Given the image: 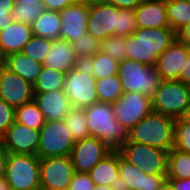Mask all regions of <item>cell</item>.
<instances>
[{"label": "cell", "mask_w": 190, "mask_h": 190, "mask_svg": "<svg viewBox=\"0 0 190 190\" xmlns=\"http://www.w3.org/2000/svg\"><path fill=\"white\" fill-rule=\"evenodd\" d=\"M177 39L172 28H138L127 37V59L155 66L158 57Z\"/></svg>", "instance_id": "cell-1"}, {"label": "cell", "mask_w": 190, "mask_h": 190, "mask_svg": "<svg viewBox=\"0 0 190 190\" xmlns=\"http://www.w3.org/2000/svg\"><path fill=\"white\" fill-rule=\"evenodd\" d=\"M91 137L102 141L112 151L128 142L129 132L115 119L112 104L97 102L84 108Z\"/></svg>", "instance_id": "cell-2"}, {"label": "cell", "mask_w": 190, "mask_h": 190, "mask_svg": "<svg viewBox=\"0 0 190 190\" xmlns=\"http://www.w3.org/2000/svg\"><path fill=\"white\" fill-rule=\"evenodd\" d=\"M174 135L175 119L152 111L129 130L128 141L169 152L174 147Z\"/></svg>", "instance_id": "cell-3"}, {"label": "cell", "mask_w": 190, "mask_h": 190, "mask_svg": "<svg viewBox=\"0 0 190 190\" xmlns=\"http://www.w3.org/2000/svg\"><path fill=\"white\" fill-rule=\"evenodd\" d=\"M118 77L124 93L137 92L150 99L158 90L162 79L154 66L125 59L119 62Z\"/></svg>", "instance_id": "cell-4"}, {"label": "cell", "mask_w": 190, "mask_h": 190, "mask_svg": "<svg viewBox=\"0 0 190 190\" xmlns=\"http://www.w3.org/2000/svg\"><path fill=\"white\" fill-rule=\"evenodd\" d=\"M151 102L153 112L173 119L185 118L190 110V86L178 80H162Z\"/></svg>", "instance_id": "cell-5"}, {"label": "cell", "mask_w": 190, "mask_h": 190, "mask_svg": "<svg viewBox=\"0 0 190 190\" xmlns=\"http://www.w3.org/2000/svg\"><path fill=\"white\" fill-rule=\"evenodd\" d=\"M5 180L13 190H41L40 158L37 155L9 153Z\"/></svg>", "instance_id": "cell-6"}, {"label": "cell", "mask_w": 190, "mask_h": 190, "mask_svg": "<svg viewBox=\"0 0 190 190\" xmlns=\"http://www.w3.org/2000/svg\"><path fill=\"white\" fill-rule=\"evenodd\" d=\"M96 81L84 62L66 73L63 90L72 108L84 109L99 102Z\"/></svg>", "instance_id": "cell-7"}, {"label": "cell", "mask_w": 190, "mask_h": 190, "mask_svg": "<svg viewBox=\"0 0 190 190\" xmlns=\"http://www.w3.org/2000/svg\"><path fill=\"white\" fill-rule=\"evenodd\" d=\"M118 151L125 160L146 174L167 175V151L132 141H128Z\"/></svg>", "instance_id": "cell-8"}, {"label": "cell", "mask_w": 190, "mask_h": 190, "mask_svg": "<svg viewBox=\"0 0 190 190\" xmlns=\"http://www.w3.org/2000/svg\"><path fill=\"white\" fill-rule=\"evenodd\" d=\"M39 131L40 142L37 149L39 158L71 155L76 141L63 120L45 121Z\"/></svg>", "instance_id": "cell-9"}, {"label": "cell", "mask_w": 190, "mask_h": 190, "mask_svg": "<svg viewBox=\"0 0 190 190\" xmlns=\"http://www.w3.org/2000/svg\"><path fill=\"white\" fill-rule=\"evenodd\" d=\"M74 173L70 156L40 158L41 190H69Z\"/></svg>", "instance_id": "cell-10"}, {"label": "cell", "mask_w": 190, "mask_h": 190, "mask_svg": "<svg viewBox=\"0 0 190 190\" xmlns=\"http://www.w3.org/2000/svg\"><path fill=\"white\" fill-rule=\"evenodd\" d=\"M115 119L129 132L152 110L151 99L137 92L124 93L112 104Z\"/></svg>", "instance_id": "cell-11"}, {"label": "cell", "mask_w": 190, "mask_h": 190, "mask_svg": "<svg viewBox=\"0 0 190 190\" xmlns=\"http://www.w3.org/2000/svg\"><path fill=\"white\" fill-rule=\"evenodd\" d=\"M117 15L118 8L104 0L90 5L87 32L100 40L117 36Z\"/></svg>", "instance_id": "cell-12"}, {"label": "cell", "mask_w": 190, "mask_h": 190, "mask_svg": "<svg viewBox=\"0 0 190 190\" xmlns=\"http://www.w3.org/2000/svg\"><path fill=\"white\" fill-rule=\"evenodd\" d=\"M40 131L14 122L0 138L8 153L37 155Z\"/></svg>", "instance_id": "cell-13"}, {"label": "cell", "mask_w": 190, "mask_h": 190, "mask_svg": "<svg viewBox=\"0 0 190 190\" xmlns=\"http://www.w3.org/2000/svg\"><path fill=\"white\" fill-rule=\"evenodd\" d=\"M111 151L95 137L76 141L70 155L75 172L88 173Z\"/></svg>", "instance_id": "cell-14"}, {"label": "cell", "mask_w": 190, "mask_h": 190, "mask_svg": "<svg viewBox=\"0 0 190 190\" xmlns=\"http://www.w3.org/2000/svg\"><path fill=\"white\" fill-rule=\"evenodd\" d=\"M167 175L146 174L125 160L119 152V188L124 190H158Z\"/></svg>", "instance_id": "cell-15"}, {"label": "cell", "mask_w": 190, "mask_h": 190, "mask_svg": "<svg viewBox=\"0 0 190 190\" xmlns=\"http://www.w3.org/2000/svg\"><path fill=\"white\" fill-rule=\"evenodd\" d=\"M0 99L16 109L34 100L33 85L4 67L0 71Z\"/></svg>", "instance_id": "cell-16"}, {"label": "cell", "mask_w": 190, "mask_h": 190, "mask_svg": "<svg viewBox=\"0 0 190 190\" xmlns=\"http://www.w3.org/2000/svg\"><path fill=\"white\" fill-rule=\"evenodd\" d=\"M59 13L61 19L60 39L72 43L87 33L88 5L73 3Z\"/></svg>", "instance_id": "cell-17"}, {"label": "cell", "mask_w": 190, "mask_h": 190, "mask_svg": "<svg viewBox=\"0 0 190 190\" xmlns=\"http://www.w3.org/2000/svg\"><path fill=\"white\" fill-rule=\"evenodd\" d=\"M190 47L176 39L156 60L155 69L162 80H177Z\"/></svg>", "instance_id": "cell-18"}, {"label": "cell", "mask_w": 190, "mask_h": 190, "mask_svg": "<svg viewBox=\"0 0 190 190\" xmlns=\"http://www.w3.org/2000/svg\"><path fill=\"white\" fill-rule=\"evenodd\" d=\"M34 101L43 113L45 121H60L72 109L69 97L64 90L34 93Z\"/></svg>", "instance_id": "cell-19"}, {"label": "cell", "mask_w": 190, "mask_h": 190, "mask_svg": "<svg viewBox=\"0 0 190 190\" xmlns=\"http://www.w3.org/2000/svg\"><path fill=\"white\" fill-rule=\"evenodd\" d=\"M134 11L138 28H170L166 0H142Z\"/></svg>", "instance_id": "cell-20"}, {"label": "cell", "mask_w": 190, "mask_h": 190, "mask_svg": "<svg viewBox=\"0 0 190 190\" xmlns=\"http://www.w3.org/2000/svg\"><path fill=\"white\" fill-rule=\"evenodd\" d=\"M32 36L31 26L12 21L6 29L0 31V50L5 57L21 52Z\"/></svg>", "instance_id": "cell-21"}, {"label": "cell", "mask_w": 190, "mask_h": 190, "mask_svg": "<svg viewBox=\"0 0 190 190\" xmlns=\"http://www.w3.org/2000/svg\"><path fill=\"white\" fill-rule=\"evenodd\" d=\"M72 44L66 40H52V49L43 62V66L58 70L61 72H69L79 64Z\"/></svg>", "instance_id": "cell-22"}, {"label": "cell", "mask_w": 190, "mask_h": 190, "mask_svg": "<svg viewBox=\"0 0 190 190\" xmlns=\"http://www.w3.org/2000/svg\"><path fill=\"white\" fill-rule=\"evenodd\" d=\"M88 174L95 186L119 187V151H111Z\"/></svg>", "instance_id": "cell-23"}, {"label": "cell", "mask_w": 190, "mask_h": 190, "mask_svg": "<svg viewBox=\"0 0 190 190\" xmlns=\"http://www.w3.org/2000/svg\"><path fill=\"white\" fill-rule=\"evenodd\" d=\"M5 67L34 85L43 68L42 63L34 61L22 52L6 56Z\"/></svg>", "instance_id": "cell-24"}, {"label": "cell", "mask_w": 190, "mask_h": 190, "mask_svg": "<svg viewBox=\"0 0 190 190\" xmlns=\"http://www.w3.org/2000/svg\"><path fill=\"white\" fill-rule=\"evenodd\" d=\"M34 36L50 40L60 39L61 19L57 11L46 10L31 24Z\"/></svg>", "instance_id": "cell-25"}, {"label": "cell", "mask_w": 190, "mask_h": 190, "mask_svg": "<svg viewBox=\"0 0 190 190\" xmlns=\"http://www.w3.org/2000/svg\"><path fill=\"white\" fill-rule=\"evenodd\" d=\"M84 63L96 80L118 74L119 63L103 51L95 54Z\"/></svg>", "instance_id": "cell-26"}, {"label": "cell", "mask_w": 190, "mask_h": 190, "mask_svg": "<svg viewBox=\"0 0 190 190\" xmlns=\"http://www.w3.org/2000/svg\"><path fill=\"white\" fill-rule=\"evenodd\" d=\"M167 17L176 33L190 22V2L187 0H166Z\"/></svg>", "instance_id": "cell-27"}, {"label": "cell", "mask_w": 190, "mask_h": 190, "mask_svg": "<svg viewBox=\"0 0 190 190\" xmlns=\"http://www.w3.org/2000/svg\"><path fill=\"white\" fill-rule=\"evenodd\" d=\"M65 72L43 66L37 81L33 85L34 93L53 92L63 90Z\"/></svg>", "instance_id": "cell-28"}, {"label": "cell", "mask_w": 190, "mask_h": 190, "mask_svg": "<svg viewBox=\"0 0 190 190\" xmlns=\"http://www.w3.org/2000/svg\"><path fill=\"white\" fill-rule=\"evenodd\" d=\"M167 178L190 179V153L174 148L168 152Z\"/></svg>", "instance_id": "cell-29"}, {"label": "cell", "mask_w": 190, "mask_h": 190, "mask_svg": "<svg viewBox=\"0 0 190 190\" xmlns=\"http://www.w3.org/2000/svg\"><path fill=\"white\" fill-rule=\"evenodd\" d=\"M15 113V121L29 128L40 130L45 124L43 113L34 100L17 107Z\"/></svg>", "instance_id": "cell-30"}, {"label": "cell", "mask_w": 190, "mask_h": 190, "mask_svg": "<svg viewBox=\"0 0 190 190\" xmlns=\"http://www.w3.org/2000/svg\"><path fill=\"white\" fill-rule=\"evenodd\" d=\"M96 87L99 102L113 104L124 94L118 75L97 80Z\"/></svg>", "instance_id": "cell-31"}, {"label": "cell", "mask_w": 190, "mask_h": 190, "mask_svg": "<svg viewBox=\"0 0 190 190\" xmlns=\"http://www.w3.org/2000/svg\"><path fill=\"white\" fill-rule=\"evenodd\" d=\"M75 141L89 138L84 109L72 108L63 119Z\"/></svg>", "instance_id": "cell-32"}, {"label": "cell", "mask_w": 190, "mask_h": 190, "mask_svg": "<svg viewBox=\"0 0 190 190\" xmlns=\"http://www.w3.org/2000/svg\"><path fill=\"white\" fill-rule=\"evenodd\" d=\"M71 44L79 62H85L101 51V40L88 32Z\"/></svg>", "instance_id": "cell-33"}, {"label": "cell", "mask_w": 190, "mask_h": 190, "mask_svg": "<svg viewBox=\"0 0 190 190\" xmlns=\"http://www.w3.org/2000/svg\"><path fill=\"white\" fill-rule=\"evenodd\" d=\"M44 6L42 3H15L13 10L11 12V17L13 21L27 24H31L39 17V15L44 11Z\"/></svg>", "instance_id": "cell-34"}, {"label": "cell", "mask_w": 190, "mask_h": 190, "mask_svg": "<svg viewBox=\"0 0 190 190\" xmlns=\"http://www.w3.org/2000/svg\"><path fill=\"white\" fill-rule=\"evenodd\" d=\"M51 49L52 40L32 36L21 52L32 58L34 61L43 64Z\"/></svg>", "instance_id": "cell-35"}, {"label": "cell", "mask_w": 190, "mask_h": 190, "mask_svg": "<svg viewBox=\"0 0 190 190\" xmlns=\"http://www.w3.org/2000/svg\"><path fill=\"white\" fill-rule=\"evenodd\" d=\"M127 37L112 35L101 40V51L110 55L118 63L127 59L126 47Z\"/></svg>", "instance_id": "cell-36"}, {"label": "cell", "mask_w": 190, "mask_h": 190, "mask_svg": "<svg viewBox=\"0 0 190 190\" xmlns=\"http://www.w3.org/2000/svg\"><path fill=\"white\" fill-rule=\"evenodd\" d=\"M174 149L190 153V123L185 118L175 119Z\"/></svg>", "instance_id": "cell-37"}, {"label": "cell", "mask_w": 190, "mask_h": 190, "mask_svg": "<svg viewBox=\"0 0 190 190\" xmlns=\"http://www.w3.org/2000/svg\"><path fill=\"white\" fill-rule=\"evenodd\" d=\"M138 29L135 11L119 9L117 15V36H131Z\"/></svg>", "instance_id": "cell-38"}, {"label": "cell", "mask_w": 190, "mask_h": 190, "mask_svg": "<svg viewBox=\"0 0 190 190\" xmlns=\"http://www.w3.org/2000/svg\"><path fill=\"white\" fill-rule=\"evenodd\" d=\"M15 108L0 99V138L7 129L15 122Z\"/></svg>", "instance_id": "cell-39"}, {"label": "cell", "mask_w": 190, "mask_h": 190, "mask_svg": "<svg viewBox=\"0 0 190 190\" xmlns=\"http://www.w3.org/2000/svg\"><path fill=\"white\" fill-rule=\"evenodd\" d=\"M95 187L88 173L75 172L69 190H93Z\"/></svg>", "instance_id": "cell-40"}, {"label": "cell", "mask_w": 190, "mask_h": 190, "mask_svg": "<svg viewBox=\"0 0 190 190\" xmlns=\"http://www.w3.org/2000/svg\"><path fill=\"white\" fill-rule=\"evenodd\" d=\"M14 4V0H0V31L6 29L13 21L10 14Z\"/></svg>", "instance_id": "cell-41"}, {"label": "cell", "mask_w": 190, "mask_h": 190, "mask_svg": "<svg viewBox=\"0 0 190 190\" xmlns=\"http://www.w3.org/2000/svg\"><path fill=\"white\" fill-rule=\"evenodd\" d=\"M42 4L46 10L60 12L67 6L73 4L72 0H42Z\"/></svg>", "instance_id": "cell-42"}, {"label": "cell", "mask_w": 190, "mask_h": 190, "mask_svg": "<svg viewBox=\"0 0 190 190\" xmlns=\"http://www.w3.org/2000/svg\"><path fill=\"white\" fill-rule=\"evenodd\" d=\"M105 2L116 6L119 9L134 10L142 0H104Z\"/></svg>", "instance_id": "cell-43"}, {"label": "cell", "mask_w": 190, "mask_h": 190, "mask_svg": "<svg viewBox=\"0 0 190 190\" xmlns=\"http://www.w3.org/2000/svg\"><path fill=\"white\" fill-rule=\"evenodd\" d=\"M178 81L183 82L185 85L190 86V51L187 59L184 60L183 70L180 71Z\"/></svg>", "instance_id": "cell-44"}, {"label": "cell", "mask_w": 190, "mask_h": 190, "mask_svg": "<svg viewBox=\"0 0 190 190\" xmlns=\"http://www.w3.org/2000/svg\"><path fill=\"white\" fill-rule=\"evenodd\" d=\"M173 190H190V179L167 178Z\"/></svg>", "instance_id": "cell-45"}, {"label": "cell", "mask_w": 190, "mask_h": 190, "mask_svg": "<svg viewBox=\"0 0 190 190\" xmlns=\"http://www.w3.org/2000/svg\"><path fill=\"white\" fill-rule=\"evenodd\" d=\"M176 35L179 41L185 43L188 47H190V22L182 29H180Z\"/></svg>", "instance_id": "cell-46"}, {"label": "cell", "mask_w": 190, "mask_h": 190, "mask_svg": "<svg viewBox=\"0 0 190 190\" xmlns=\"http://www.w3.org/2000/svg\"><path fill=\"white\" fill-rule=\"evenodd\" d=\"M8 152L0 143V178L5 177Z\"/></svg>", "instance_id": "cell-47"}, {"label": "cell", "mask_w": 190, "mask_h": 190, "mask_svg": "<svg viewBox=\"0 0 190 190\" xmlns=\"http://www.w3.org/2000/svg\"><path fill=\"white\" fill-rule=\"evenodd\" d=\"M74 4H83V5H94L102 0H72Z\"/></svg>", "instance_id": "cell-48"}, {"label": "cell", "mask_w": 190, "mask_h": 190, "mask_svg": "<svg viewBox=\"0 0 190 190\" xmlns=\"http://www.w3.org/2000/svg\"><path fill=\"white\" fill-rule=\"evenodd\" d=\"M119 187H115V186H106V185H102V186H95L93 188V190H118Z\"/></svg>", "instance_id": "cell-49"}, {"label": "cell", "mask_w": 190, "mask_h": 190, "mask_svg": "<svg viewBox=\"0 0 190 190\" xmlns=\"http://www.w3.org/2000/svg\"><path fill=\"white\" fill-rule=\"evenodd\" d=\"M10 187L7 184L5 177L0 178V190H9Z\"/></svg>", "instance_id": "cell-50"}, {"label": "cell", "mask_w": 190, "mask_h": 190, "mask_svg": "<svg viewBox=\"0 0 190 190\" xmlns=\"http://www.w3.org/2000/svg\"><path fill=\"white\" fill-rule=\"evenodd\" d=\"M6 57L3 52L0 50V71L5 67Z\"/></svg>", "instance_id": "cell-51"}, {"label": "cell", "mask_w": 190, "mask_h": 190, "mask_svg": "<svg viewBox=\"0 0 190 190\" xmlns=\"http://www.w3.org/2000/svg\"><path fill=\"white\" fill-rule=\"evenodd\" d=\"M158 190H173V188H172V186L170 185V183L166 180V181L164 182V184L159 187Z\"/></svg>", "instance_id": "cell-52"}, {"label": "cell", "mask_w": 190, "mask_h": 190, "mask_svg": "<svg viewBox=\"0 0 190 190\" xmlns=\"http://www.w3.org/2000/svg\"><path fill=\"white\" fill-rule=\"evenodd\" d=\"M15 3H19V2H23V3H34V4H38V3H42V0H14Z\"/></svg>", "instance_id": "cell-53"}, {"label": "cell", "mask_w": 190, "mask_h": 190, "mask_svg": "<svg viewBox=\"0 0 190 190\" xmlns=\"http://www.w3.org/2000/svg\"><path fill=\"white\" fill-rule=\"evenodd\" d=\"M185 119L190 123V110L187 112Z\"/></svg>", "instance_id": "cell-54"}]
</instances>
